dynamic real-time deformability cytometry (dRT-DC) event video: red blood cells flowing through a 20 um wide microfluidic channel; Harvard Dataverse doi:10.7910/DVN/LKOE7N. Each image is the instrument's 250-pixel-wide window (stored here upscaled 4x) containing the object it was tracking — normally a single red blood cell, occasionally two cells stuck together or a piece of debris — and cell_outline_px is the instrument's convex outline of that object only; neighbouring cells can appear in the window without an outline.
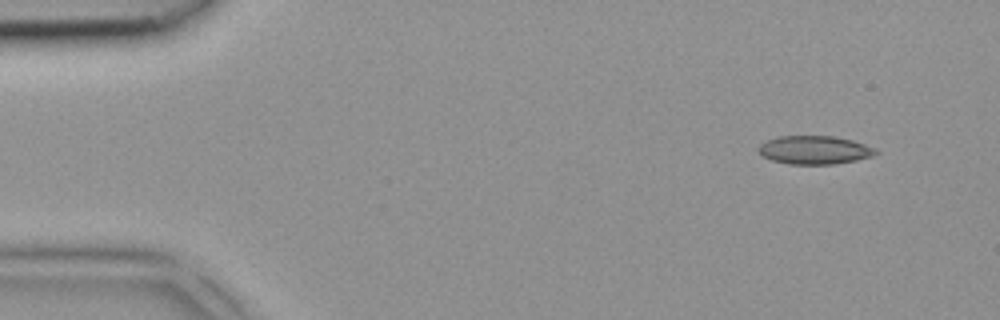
{"species": "common noctule bat (a hibernating species)", "species_latin": "Nyctalus noctula", "temperature_condition": "room temperature", "stored_images_in_passage": 4, "camera_frame_rate_fps": 3000, "um_per_image_px": 0.085, "animal": {"sex": "female", "body_mass_g": 18.4}, "frame": {"image": 1, "passage_image": 1, "time_ms": 0.0, "image_size_px": [1000, 320], "cell_outline_px": [[880, 152], [872, 156], [856, 160], [832, 164], [788, 164], [772, 160], [764, 156], [756, 148], [760, 144], [776, 136], [832, 136], [852, 140], [864, 144]], "centroid_in_image_um": [69.21, 12.74], "position_along_channel_um": 15.8, "area_um2": 19.25}}
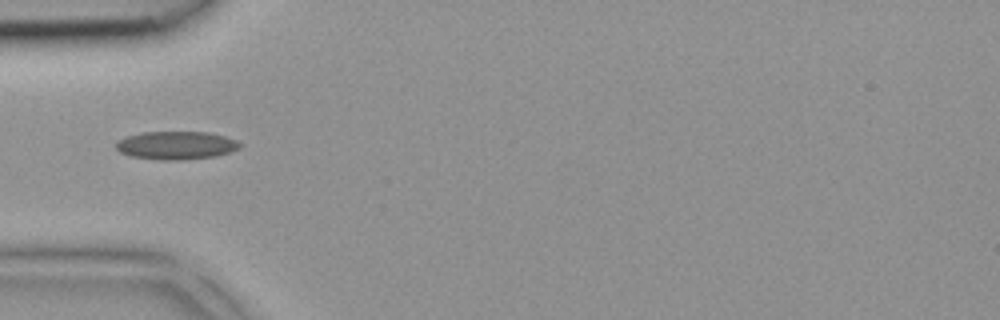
{"frame": {"image": 2, "passage_image": 4, "time_ms": 1.0, "image_size_px": [1000, 320], "cell_outline_px": [[240, 148], [216, 156], [180, 160], [160, 160], [132, 156], [120, 152], [116, 148], [116, 140], [124, 136], [140, 132], [208, 132], [224, 136], [236, 140], [240, 144]], "centroid_in_image_um": [14.93, 12.35], "position_along_channel_um": 70.1, "area_um2": 20.35}}